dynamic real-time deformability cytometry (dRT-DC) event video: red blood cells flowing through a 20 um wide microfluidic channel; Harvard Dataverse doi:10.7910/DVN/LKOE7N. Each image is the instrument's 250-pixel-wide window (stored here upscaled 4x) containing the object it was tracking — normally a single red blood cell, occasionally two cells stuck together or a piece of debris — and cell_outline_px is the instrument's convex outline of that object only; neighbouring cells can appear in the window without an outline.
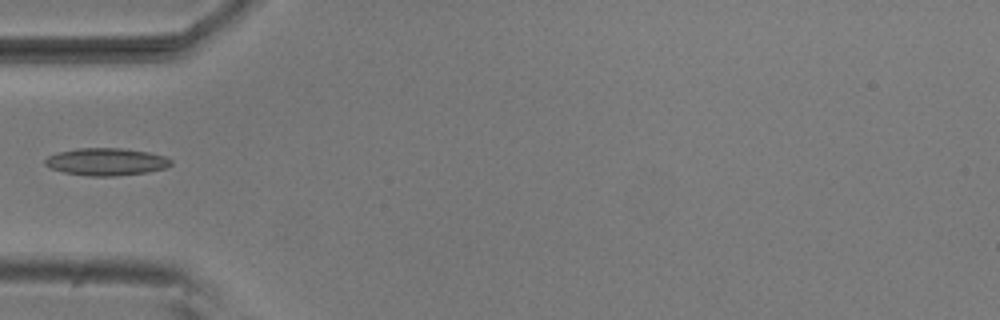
{"species": "common noctule bat (a hibernating species)", "species_latin": "Nyctalus noctula", "temperature_condition": "room temperature", "stored_images_in_passage": 7, "camera_frame_rate_fps": 3000, "um_per_image_px": 0.085, "animal": {"sex": "male", "body_mass_g": 20.5, "forearm_length_mm": 52.5}, "frame": {"image": 1, "passage_image": 6, "time_ms": 1.667, "image_size_px": [1000, 320], "cell_outline_px": [[172, 164], [164, 168], [148, 172], [116, 176], [88, 176], [64, 172], [52, 168], [44, 164], [44, 160], [48, 156], [56, 152], [76, 148], [120, 148], [148, 152], [164, 156], [172, 160]], "centroid_in_image_um": [9.01, 13.74], "position_along_channel_um": 76.0, "area_um2": 20.11}}
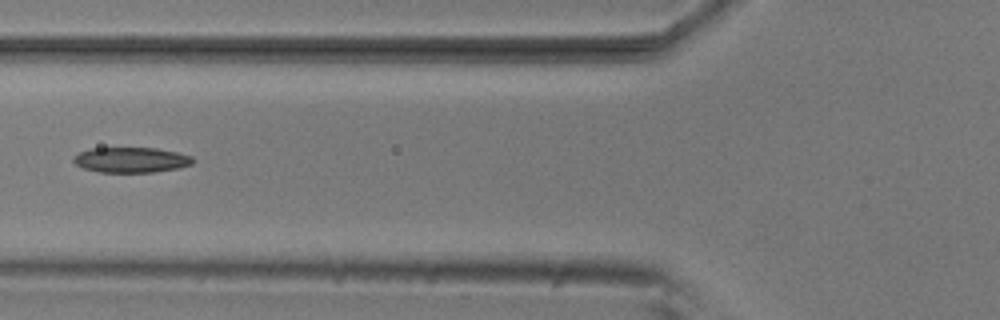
{"frame": {"image": 2, "passage_image": 7, "time_ms": 2.0, "image_size_px": [1000, 320], "cell_outline_px": [[196, 160], [192, 164], [180, 168], [152, 172], [100, 172], [84, 168], [76, 164], [72, 160], [72, 156], [88, 148], [156, 148], [176, 152], [192, 156]], "centroid_in_image_um": [11.15, 13.59], "position_along_channel_um": 114.6, "area_um2": 17.69}}